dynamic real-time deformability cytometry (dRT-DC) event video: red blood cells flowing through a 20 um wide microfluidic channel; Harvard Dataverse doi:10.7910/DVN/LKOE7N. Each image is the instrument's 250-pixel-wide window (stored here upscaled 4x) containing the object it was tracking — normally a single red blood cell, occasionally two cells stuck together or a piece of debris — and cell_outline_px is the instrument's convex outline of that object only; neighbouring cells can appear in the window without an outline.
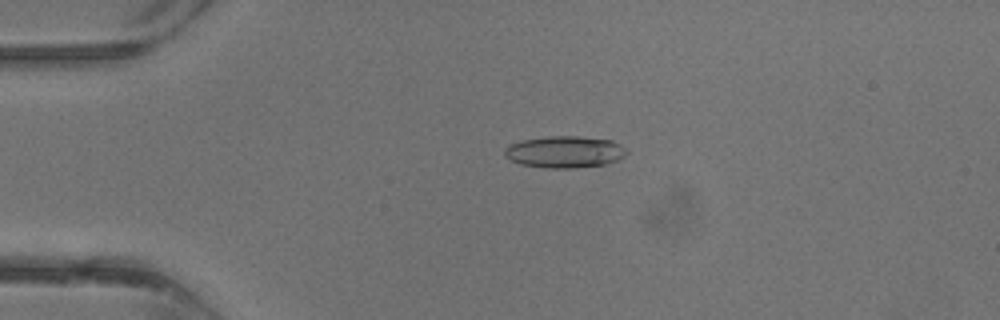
{"species": "common noctule bat (a hibernating species)", "species_latin": "Nyctalus noctula", "temperature_condition": "warm", "stored_images_in_passage": 34, "camera_frame_rate_fps": 3000, "um_per_image_px": 0.085, "animal": {"sex": "male", "body_mass_g": 13.3}, "frame": {"image": 1, "passage_image": 9, "time_ms": 2.667, "image_size_px": [1000, 320], "cell_outline_px": [[628, 152], [620, 160], [604, 164], [572, 168], [544, 168], [520, 164], [504, 156], [504, 148], [520, 140], [548, 136], [576, 136], [612, 140], [620, 144]], "centroid_in_image_um": [47.99, 12.91], "position_along_channel_um": 37.0, "area_um2": 22.66}}
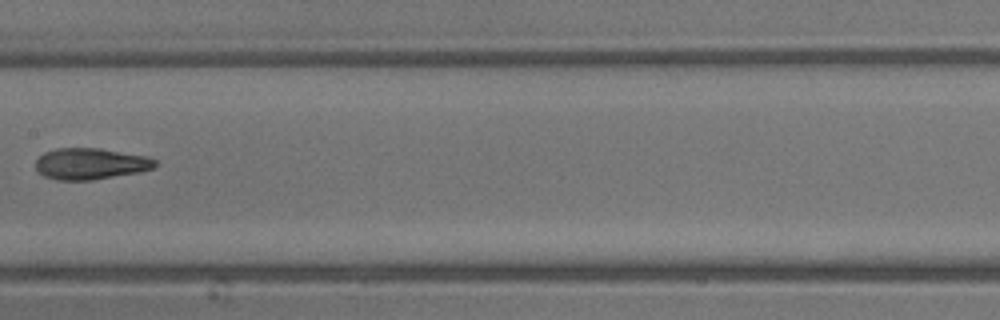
{"frame": {"image": 2, "passage_image": 20, "time_ms": 6.333, "image_size_px": [1000, 320], "cell_outline_px": [[156, 164], [152, 168], [140, 172], [92, 180], [60, 180], [44, 176], [36, 168], [36, 160], [44, 152], [56, 148], [100, 148], [148, 156], [156, 160]], "centroid_in_image_um": [7.7, 13.91], "position_along_channel_um": 199.7, "area_um2": 21.79}}
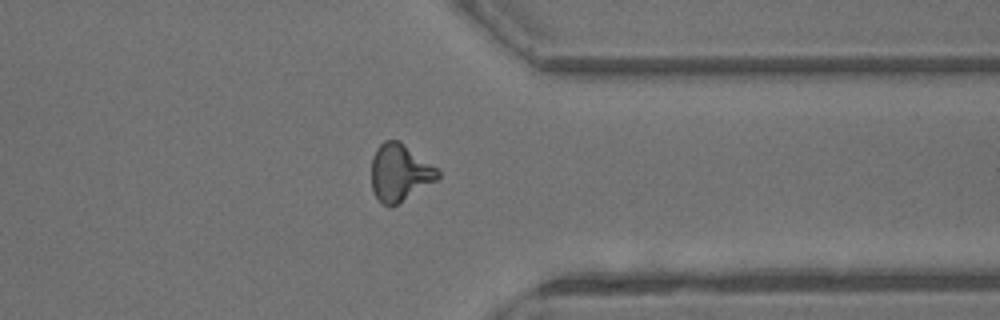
{"frame": {"image": 3, "passage_image": 30, "time_ms": 9.667, "image_size_px": [1000, 320], "cell_outline_px": [[440, 176], [436, 180], [392, 208], [388, 208], [376, 196], [372, 188], [372, 156], [376, 148], [384, 140], [400, 140], [436, 168], [440, 172]], "centroid_in_image_um": [33.96, 14.67], "position_along_channel_um": 377.4, "area_um2": 22.02}}